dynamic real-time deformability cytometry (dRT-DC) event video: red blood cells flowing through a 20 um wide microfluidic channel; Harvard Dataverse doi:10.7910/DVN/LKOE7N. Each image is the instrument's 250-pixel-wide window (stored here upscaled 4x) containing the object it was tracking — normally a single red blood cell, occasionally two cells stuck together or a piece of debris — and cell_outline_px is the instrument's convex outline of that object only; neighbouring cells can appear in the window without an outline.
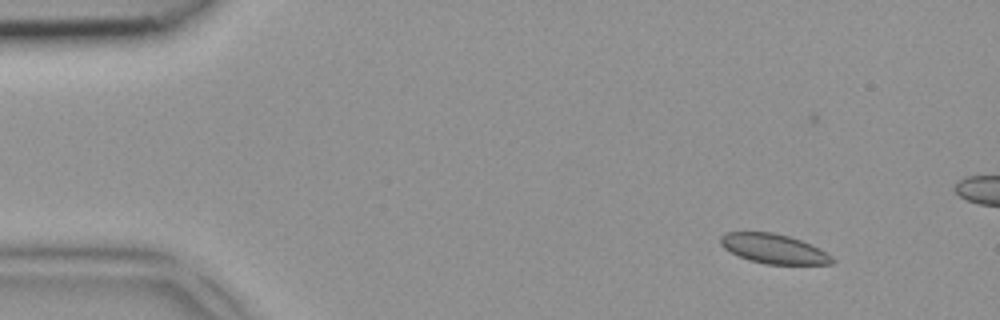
{"species": "common noctule bat (a hibernating species)", "species_latin": "Nyctalus noctula", "temperature_condition": "room temperature", "stored_images_in_passage": 4, "camera_frame_rate_fps": 3000, "um_per_image_px": 0.085, "animal": {"sex": "female", "body_mass_g": 18.4}, "frame": {"image": 1, "passage_image": 1, "time_ms": 0.0, "image_size_px": [1000, 320], "cell_outline_px": [[836, 260], [832, 264], [764, 264], [748, 260], [724, 248], [720, 244], [720, 236], [724, 232], [772, 232], [788, 236], [812, 244], [832, 256]], "centroid_in_image_um": [65.77, 21.14], "position_along_channel_um": 19.2, "area_um2": 19.25}}